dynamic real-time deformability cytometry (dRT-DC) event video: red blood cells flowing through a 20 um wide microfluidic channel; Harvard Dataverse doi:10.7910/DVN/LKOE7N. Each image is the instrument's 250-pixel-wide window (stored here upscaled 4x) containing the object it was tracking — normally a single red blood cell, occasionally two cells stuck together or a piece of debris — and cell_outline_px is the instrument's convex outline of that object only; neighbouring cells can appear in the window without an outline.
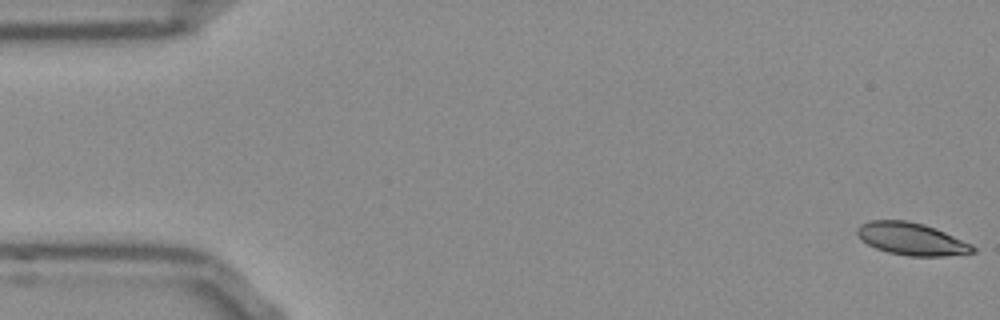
{"species": "Egyptian fruit bat (a non-hibernating species)", "species_latin": "Rousettus aegyptiacus", "temperature_condition": "room temperature", "stored_images_in_passage": 53, "camera_frame_rate_fps": 3000, "um_per_image_px": 0.085, "frame": {"image": 1, "passage_image": 1, "time_ms": 0.0, "image_size_px": [1000, 320], "cell_outline_px": [[976, 252], [944, 256], [908, 256], [888, 252], [876, 248], [868, 244], [856, 232], [856, 228], [860, 224], [872, 220], [904, 220], [920, 224], [944, 232], [972, 244], [976, 248]], "centroid_in_image_um": [77.48, 20.32], "position_along_channel_um": 7.5, "area_um2": 21.44}}
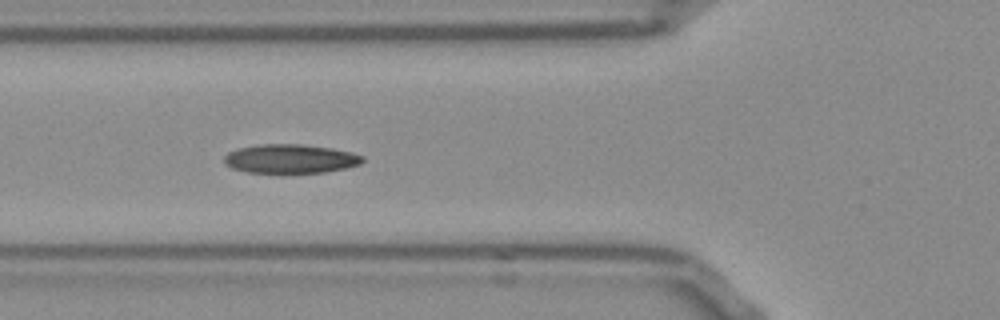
{"frame": {"image": 2, "passage_image": 19, "time_ms": 6.0, "image_size_px": [1000, 320], "cell_outline_px": [[364, 160], [360, 164], [348, 168], [324, 172], [284, 176], [248, 172], [232, 168], [224, 164], [224, 156], [228, 152], [236, 148], [260, 144], [304, 144], [332, 148], [352, 152], [364, 156]], "centroid_in_image_um": [24.67, 13.54], "position_along_channel_um": 101.1, "area_um2": 24.57}}
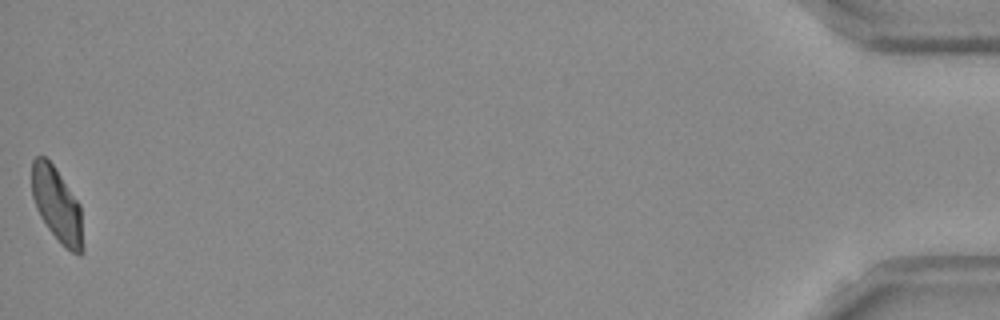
{"frame": {"image": 3, "passage_image": 53, "time_ms": 17.333, "image_size_px": [1000, 320], "cell_outline_px": [[84, 252], [80, 256], [64, 248], [60, 244], [48, 228], [40, 216], [36, 208], [32, 196], [32, 160], [36, 156], [44, 156], [56, 168], [80, 204], [84, 248]], "centroid_in_image_um": [4.86, 17.46], "position_along_channel_um": 430.3, "area_um2": 22.43}, "authors_computed_cell_mechanics": {"area_um2": 22.7154, "velocity_mm_per_s": 3.8101, "shape_relaxation_time_tau1_ms": null, "shape_relaxation_time_tau2_ms": 2.5506, "deformation_change_tau1": null, "deformation_change_tau2": 0.0801}}